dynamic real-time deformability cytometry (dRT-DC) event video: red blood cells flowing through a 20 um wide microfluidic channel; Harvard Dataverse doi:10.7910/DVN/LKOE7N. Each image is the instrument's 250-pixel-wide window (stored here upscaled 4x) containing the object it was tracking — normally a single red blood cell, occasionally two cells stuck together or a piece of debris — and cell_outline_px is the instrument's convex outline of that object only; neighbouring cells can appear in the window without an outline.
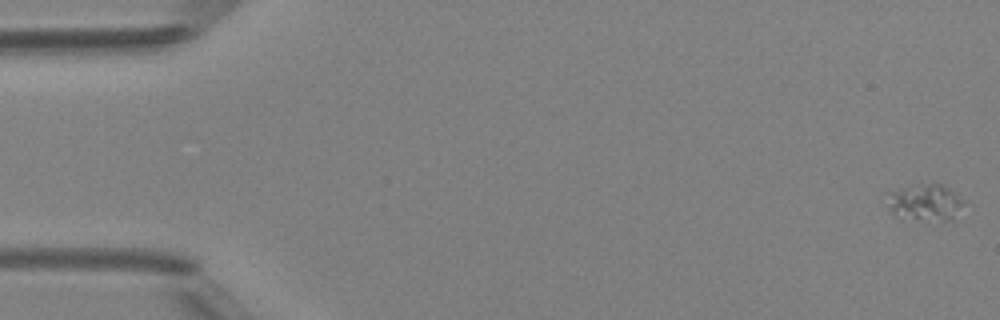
{"species": "Egyptian fruit bat (a non-hibernating species)", "species_latin": "Rousettus aegyptiacus", "temperature_condition": "room temperature", "stored_images_in_passage": 49, "camera_frame_rate_fps": 3000, "um_per_image_px": 0.085, "animal": {"sex": "female"}, "frame": {"image": 1, "passage_image": 1, "time_ms": 0.0, "image_size_px": [1000, 320], "cell_outline_px": [[964, 200], [952, 220], [944, 220], [896, 216], [892, 212], [888, 192], [904, 188], [928, 184], [940, 184], [948, 188]], "centroid_in_image_um": [78.67, 17.19], "position_along_channel_um": 6.3, "area_um2": 15.2}}
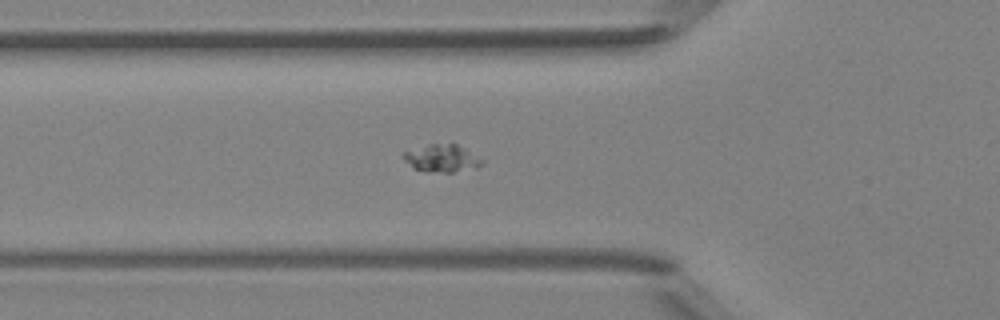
{"frame": {"image": 2, "passage_image": 18, "time_ms": 5.667, "image_size_px": [1000, 320], "cell_outline_px": [[484, 160], [476, 168], [452, 172], [428, 172], [412, 168], [400, 156], [400, 152], [428, 144], [456, 144], [464, 148]], "centroid_in_image_um": [37.48, 13.45], "position_along_channel_um": 88.3, "area_um2": 12.72}}
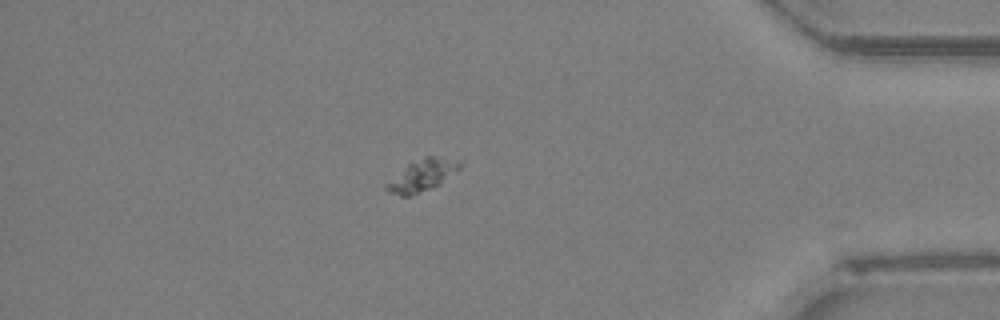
{"frame": {"image": 3, "passage_image": 43, "time_ms": 14.0, "image_size_px": [1000, 320], "cell_outline_px": [[464, 160], [460, 168], [440, 184], [432, 188], [412, 196], [400, 196], [388, 192], [384, 188], [384, 184], [408, 164], [424, 156], [432, 156]], "centroid_in_image_um": [35.89, 14.91], "position_along_channel_um": 399.3, "area_um2": 13.76}}